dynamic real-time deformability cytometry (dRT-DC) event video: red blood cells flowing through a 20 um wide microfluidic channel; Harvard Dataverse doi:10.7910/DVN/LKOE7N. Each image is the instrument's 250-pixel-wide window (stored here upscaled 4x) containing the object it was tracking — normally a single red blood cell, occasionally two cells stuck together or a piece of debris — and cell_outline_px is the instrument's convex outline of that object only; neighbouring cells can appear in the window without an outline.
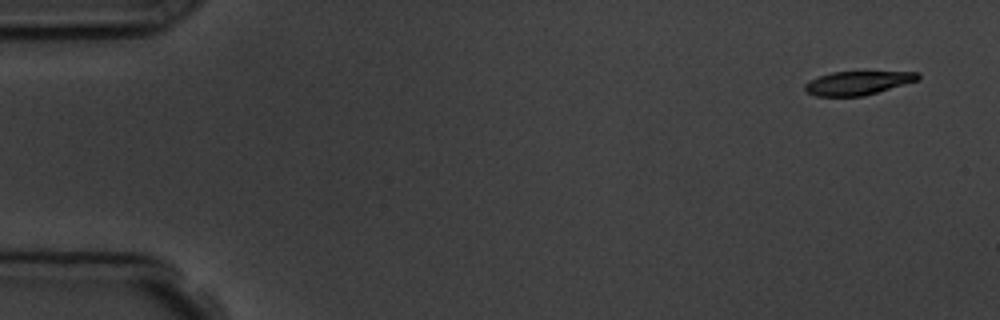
{"species": "common noctule bat (a hibernating species)", "species_latin": "Nyctalus noctula", "temperature_condition": "room temperature", "stored_images_in_passage": 6, "camera_frame_rate_fps": 3000, "um_per_image_px": 0.085, "animal": {"sex": "male", "body_mass_g": 19.5, "forearm_length_mm": 54.6}, "frame": {"image": 1, "passage_image": 1, "time_ms": 0.0, "image_size_px": [1000, 320], "cell_outline_px": [[920, 80], [864, 96], [816, 96], [804, 92], [804, 84], [808, 80], [832, 72], [920, 72]], "centroid_in_image_um": [72.89, 7.06], "position_along_channel_um": 12.1, "area_um2": 15.72}}
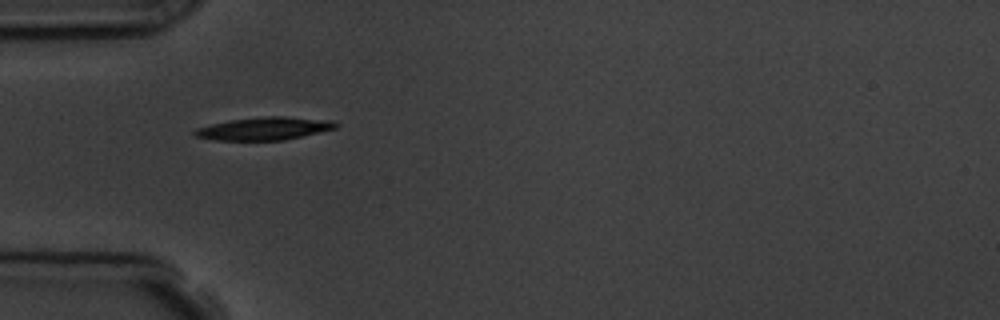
{"frame": {"image": 2, "passage_image": 5, "time_ms": 4.667, "image_size_px": [1000, 320], "cell_outline_px": [[340, 124], [336, 128], [284, 140], [216, 140], [192, 136], [192, 132], [196, 128], [212, 124], [232, 120], [264, 116], [284, 116], [332, 120]], "centroid_in_image_um": [22.46, 10.92], "position_along_channel_um": 62.5, "area_um2": 18.73}}